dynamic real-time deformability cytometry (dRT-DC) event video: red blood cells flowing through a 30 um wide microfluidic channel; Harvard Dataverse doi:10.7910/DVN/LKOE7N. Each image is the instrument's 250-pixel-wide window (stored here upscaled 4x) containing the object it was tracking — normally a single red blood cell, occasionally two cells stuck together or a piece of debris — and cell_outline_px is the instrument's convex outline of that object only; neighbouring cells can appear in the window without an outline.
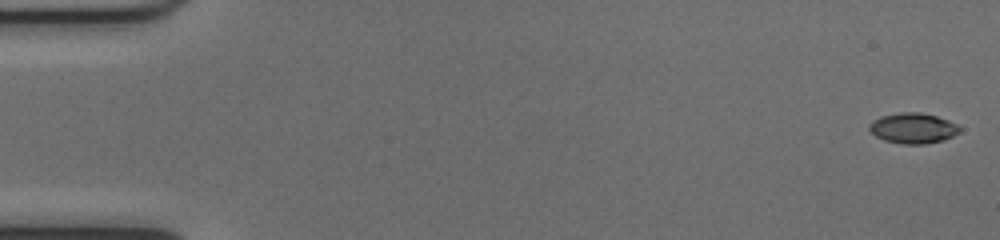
{"species": "common noctule bat (a hibernating species)", "species_latin": "Nyctalus noctula", "temperature_condition": "cold", "stored_images_in_passage": 52, "camera_frame_rate_fps": 3000, "um_per_image_px": 0.085, "animal": {"sex": "female", "body_mass_g": 17.0, "forearm_length_mm": 48.0}, "frame": {"image": 1, "passage_image": 1, "time_ms": 0.0, "image_size_px": [1000, 240], "cell_outline_px": [[960, 132], [944, 140], [924, 144], [904, 144], [884, 140], [876, 136], [868, 128], [868, 124], [872, 120], [880, 116], [900, 112], [920, 112], [936, 116], [948, 120], [956, 124], [960, 128]], "centroid_in_image_um": [77.59, 10.89], "position_along_channel_um": 7.4, "area_um2": 16.07}}
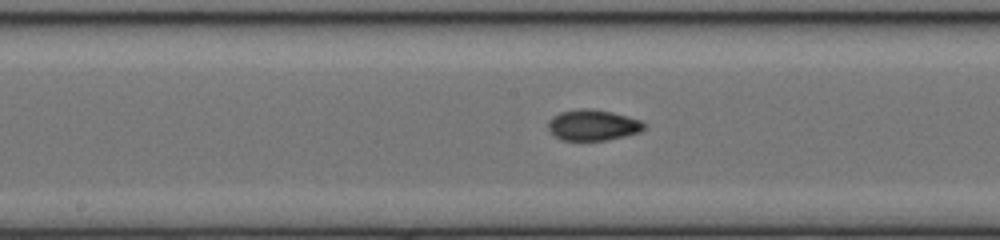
{"frame": {"image": 2, "passage_image": 27, "time_ms": 8.667, "image_size_px": [1000, 240], "cell_outline_px": [[648, 128], [640, 132], [608, 140], [560, 140], [548, 128], [548, 120], [552, 116], [560, 112], [580, 108], [588, 108], [612, 112], [628, 116], [640, 120], [648, 124]], "centroid_in_image_um": [50.44, 10.63], "position_along_channel_um": 197.8, "area_um2": 17.46}}
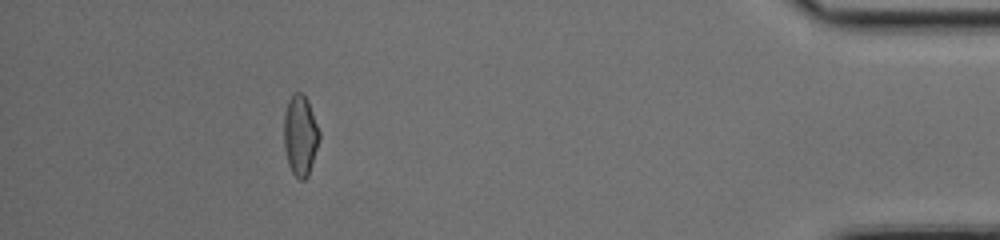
{"frame": {"image": 3, "passage_image": 47, "time_ms": 15.333, "image_size_px": [1000, 240], "cell_outline_px": [[320, 140], [308, 176], [304, 180], [300, 180], [292, 172], [288, 164], [284, 148], [284, 112], [288, 100], [296, 92], [300, 92], [308, 100], [320, 132]], "centroid_in_image_um": [25.53, 11.52], "position_along_channel_um": 409.7, "area_um2": 16.7}, "authors_computed_cell_mechanics": {"area_um2": 16.4152, "velocity_mm_per_s": 4.0397, "shape_relaxation_time_tau1_ms": null, "shape_relaxation_time_tau2_ms": 1.9539, "deformation_change_tau1": null, "deformation_change_tau2": 0.0665}}